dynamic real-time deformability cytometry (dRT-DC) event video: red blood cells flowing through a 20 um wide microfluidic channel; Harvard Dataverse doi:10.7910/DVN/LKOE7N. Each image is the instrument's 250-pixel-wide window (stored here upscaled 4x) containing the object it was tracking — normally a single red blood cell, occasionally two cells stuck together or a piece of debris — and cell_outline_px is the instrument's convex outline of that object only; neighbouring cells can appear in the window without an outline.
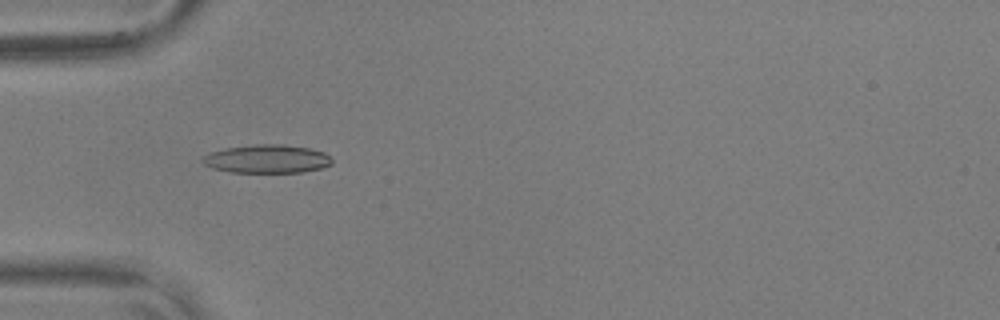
{"species": "common noctule bat (a hibernating species)", "species_latin": "Nyctalus noctula", "temperature_condition": "warm", "stored_images_in_passage": 56, "camera_frame_rate_fps": 3000, "um_per_image_px": 0.085, "animal": {"sex": "male", "body_mass_g": 17.9, "forearm_length_mm": 54.2}, "frame": {"image": 1, "passage_image": 18, "time_ms": 5.667, "image_size_px": [1000, 320], "cell_outline_px": [[332, 164], [320, 168], [304, 172], [232, 172], [212, 168], [204, 164], [200, 160], [208, 152], [224, 148], [252, 144], [284, 144], [308, 148], [324, 152], [332, 160]], "centroid_in_image_um": [22.65, 13.5], "position_along_channel_um": 62.3, "area_um2": 21.5}}
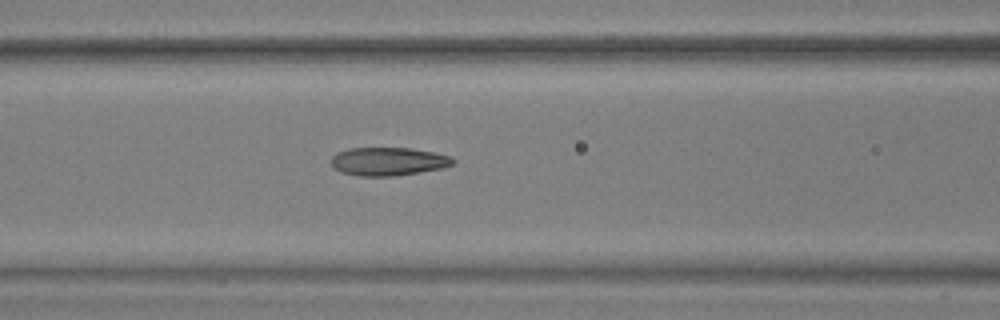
{"frame": {"image": 2, "passage_image": 24, "time_ms": 7.667, "image_size_px": [1000, 320], "cell_outline_px": [[456, 160], [452, 164], [444, 168], [396, 176], [360, 176], [340, 172], [332, 168], [332, 156], [336, 152], [348, 148], [412, 148], [452, 156]], "centroid_in_image_um": [33.0, 13.72], "position_along_channel_um": 133.6, "area_um2": 20.29}}
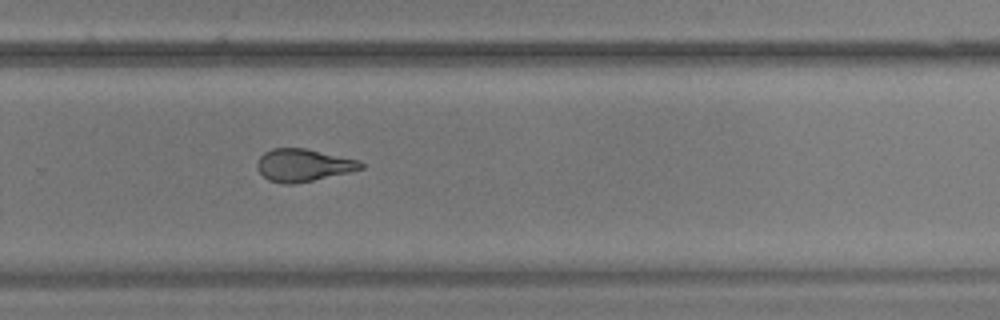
{"frame": {"image": 3, "passage_image": 38, "time_ms": 12.333, "image_size_px": [1000, 320], "cell_outline_px": [[364, 168], [348, 172], [296, 184], [284, 184], [268, 180], [260, 172], [256, 164], [260, 156], [264, 152], [272, 148], [304, 148], [360, 160], [364, 164]], "centroid_in_image_um": [25.77, 14.04], "position_along_channel_um": 304.0, "area_um2": 19.59}, "authors_computed_cell_mechanics": {"area_um2": 20.1144, "velocity_mm_per_s": 3.6559, "shape_relaxation_time_tau1_ms": 6.1285, "shape_relaxation_time_tau2_ms": 1.9341, "deformation_change_tau1": 0.2168, "deformation_change_tau2": 0.1127}}